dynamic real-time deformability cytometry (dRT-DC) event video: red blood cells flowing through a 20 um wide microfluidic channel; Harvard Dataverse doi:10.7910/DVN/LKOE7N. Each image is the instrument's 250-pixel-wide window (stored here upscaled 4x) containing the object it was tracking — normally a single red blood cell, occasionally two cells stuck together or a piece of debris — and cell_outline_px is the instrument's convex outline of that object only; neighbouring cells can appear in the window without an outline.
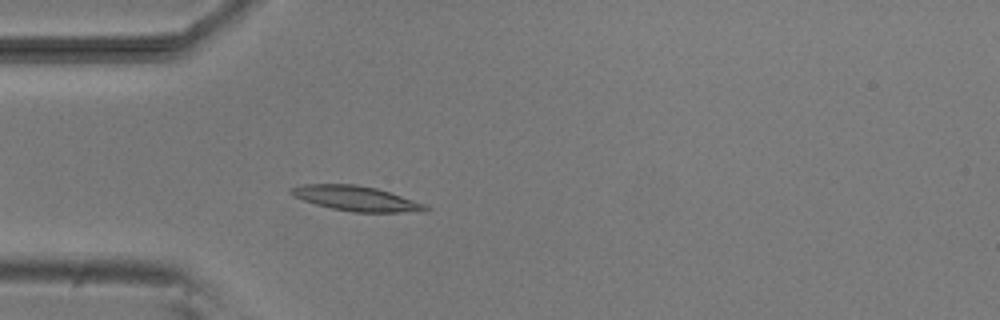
{"species": "common noctule bat (a hibernating species)", "species_latin": "Nyctalus noctula", "temperature_condition": "room temperature", "stored_images_in_passage": 4, "camera_frame_rate_fps": 3000, "um_per_image_px": 0.085, "animal": {"sex": "male", "body_mass_g": 20.5, "forearm_length_mm": 52.5}, "frame": {"image": 1, "passage_image": 4, "time_ms": 3.333, "image_size_px": [1000, 320], "cell_outline_px": [[432, 208], [424, 212], [352, 212], [332, 208], [316, 204], [292, 196], [288, 192], [288, 188], [304, 184], [356, 184], [376, 188], [424, 204]], "centroid_in_image_um": [30.24, 16.87], "position_along_channel_um": 54.8, "area_um2": 19.48}}